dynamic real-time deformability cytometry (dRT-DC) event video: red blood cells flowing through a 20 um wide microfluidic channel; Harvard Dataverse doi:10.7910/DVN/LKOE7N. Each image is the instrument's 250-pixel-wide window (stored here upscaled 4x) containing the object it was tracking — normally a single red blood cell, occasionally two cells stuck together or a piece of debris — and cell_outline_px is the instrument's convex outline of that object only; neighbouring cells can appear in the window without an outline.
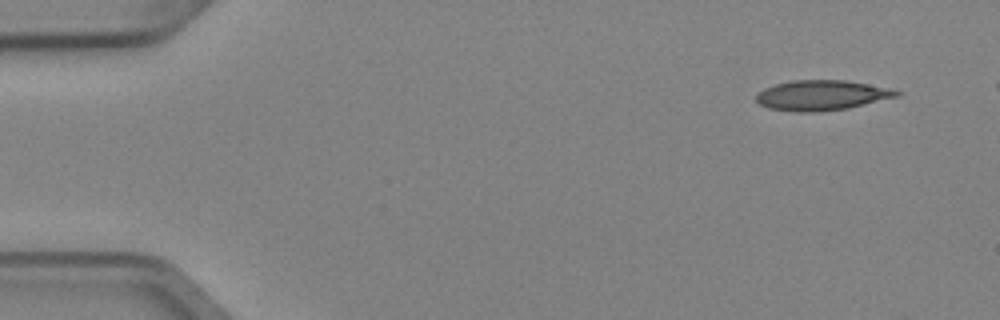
{"species": "Egyptian fruit bat (a non-hibernating species)", "species_latin": "Rousettus aegyptiacus", "temperature_condition": "cold", "stored_images_in_passage": 5, "camera_frame_rate_fps": 3000, "um_per_image_px": 0.085, "animal": {"sex": "female"}, "frame": {"image": 1, "passage_image": 1, "time_ms": 0.0, "image_size_px": [1000, 320], "cell_outline_px": [[904, 92], [900, 96], [848, 108], [820, 112], [796, 112], [768, 108], [760, 104], [756, 100], [756, 96], [764, 88], [776, 84], [792, 80], [844, 80], [888, 88]], "centroid_in_image_um": [69.86, 8.11], "position_along_channel_um": 15.1, "area_um2": 24.62}}